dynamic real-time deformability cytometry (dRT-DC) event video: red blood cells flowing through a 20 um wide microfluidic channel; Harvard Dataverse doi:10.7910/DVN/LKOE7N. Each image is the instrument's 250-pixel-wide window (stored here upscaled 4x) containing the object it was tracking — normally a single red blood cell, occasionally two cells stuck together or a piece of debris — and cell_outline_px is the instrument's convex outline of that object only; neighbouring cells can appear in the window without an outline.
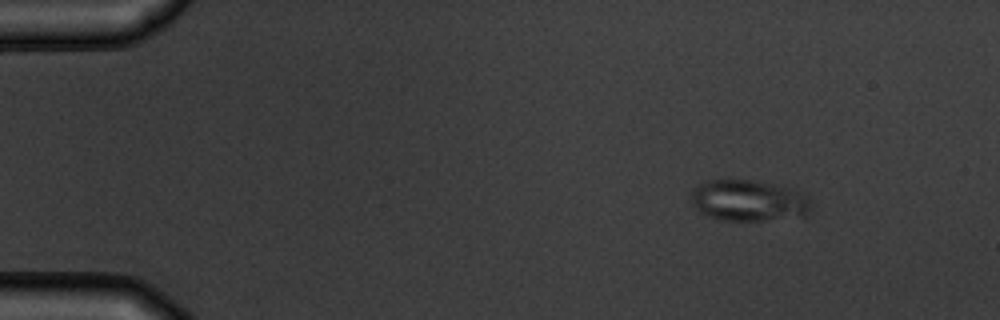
{"species": "common noctule bat (a hibernating species)", "species_latin": "Nyctalus noctula", "temperature_condition": "warm", "stored_images_in_passage": 4, "camera_frame_rate_fps": 3000, "um_per_image_px": 0.085, "animal": {"sex": "male", "body_mass_g": 19.5, "forearm_length_mm": 54.6}, "frame": {"image": 1, "passage_image": 2, "time_ms": 1.333, "image_size_px": [1000, 320], "cell_outline_px": [[812, 208], [804, 216], [760, 220], [720, 220], [704, 216], [692, 204], [692, 192], [696, 184], [704, 180], [752, 180], [772, 184], [788, 188], [808, 196], [812, 200]], "centroid_in_image_um": [63.6, 17.05], "position_along_channel_um": 21.4, "area_um2": 28.9}}